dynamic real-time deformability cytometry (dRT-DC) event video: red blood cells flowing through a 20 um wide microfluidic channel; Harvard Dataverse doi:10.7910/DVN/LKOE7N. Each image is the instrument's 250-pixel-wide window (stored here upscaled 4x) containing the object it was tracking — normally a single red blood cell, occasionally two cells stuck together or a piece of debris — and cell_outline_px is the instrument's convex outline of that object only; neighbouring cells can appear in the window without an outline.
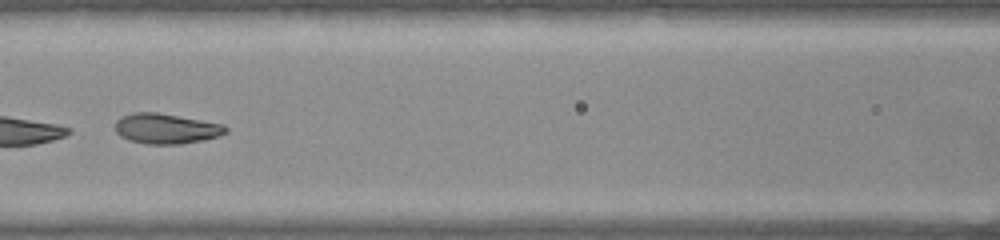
{"species": "common noctule bat (a hibernating species)", "species_latin": "Nyctalus noctula", "temperature_condition": "warm", "stored_images_in_passage": 11, "camera_frame_rate_fps": 3000, "um_per_image_px": 0.085, "animal": {"sex": "female", "body_mass_g": 22.0, "forearm_length_mm": 56.7}, "frame": {"image": 1, "passage_image": 7, "time_ms": 2.0, "image_size_px": [1000, 240], "cell_outline_px": [[228, 132], [220, 136], [204, 140], [180, 144], [148, 144], [128, 140], [120, 136], [116, 132], [116, 120], [120, 116], [132, 112], [156, 112], [224, 124], [228, 128]], "centroid_in_image_um": [14.13, 10.93], "position_along_channel_um": 152.5, "area_um2": 19.65}}